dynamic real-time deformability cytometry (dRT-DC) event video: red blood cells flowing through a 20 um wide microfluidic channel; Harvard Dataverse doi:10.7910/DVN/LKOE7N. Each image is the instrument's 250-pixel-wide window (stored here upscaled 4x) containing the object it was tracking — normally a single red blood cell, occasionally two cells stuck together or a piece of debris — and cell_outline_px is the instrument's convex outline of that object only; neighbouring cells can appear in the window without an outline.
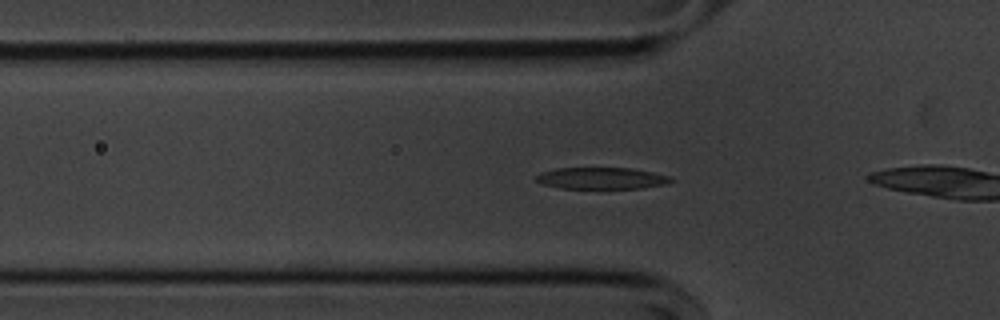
{"species": "common noctule bat (a hibernating species)", "species_latin": "Nyctalus noctula", "temperature_condition": "cold", "stored_images_in_passage": 56, "camera_frame_rate_fps": 3000, "um_per_image_px": 0.085, "animal": {"sex": "male", "body_mass_g": 20.1, "forearm_length_mm": 53.5}, "frame": {"image": 1, "passage_image": 18, "time_ms": 5.667, "image_size_px": [1000, 320], "cell_outline_px": [[676, 180], [668, 184], [640, 188], [560, 188], [540, 184], [536, 180], [536, 176], [540, 172], [556, 168], [632, 168], [672, 176]], "centroid_in_image_um": [51.16, 15.15], "position_along_channel_um": 74.6, "area_um2": 17.17}}
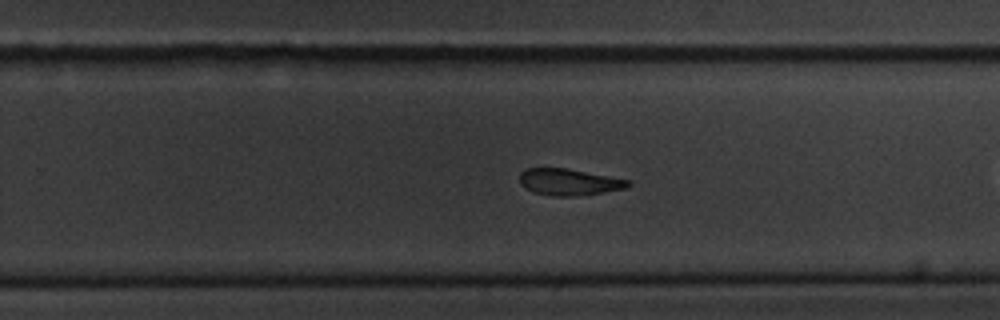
{"frame": {"image": 2, "passage_image": 35, "time_ms": 11.333, "image_size_px": [1000, 320], "cell_outline_px": [[632, 184], [628, 188], [604, 192], [576, 196], [552, 196], [532, 192], [524, 188], [520, 184], [520, 172], [528, 168], [564, 168], [632, 180]], "centroid_in_image_um": [48.38, 15.48], "position_along_channel_um": 281.4, "area_um2": 16.94}}
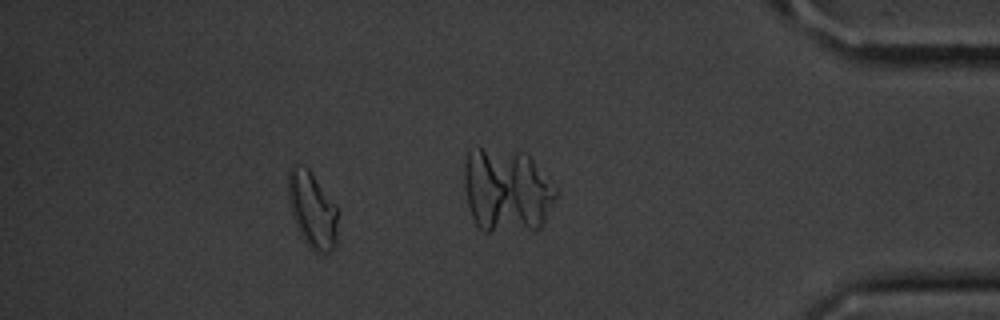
{"frame": {"image": 3, "passage_image": 50, "time_ms": 16.333, "image_size_px": [1000, 320], "cell_outline_px": [[336, 248], [332, 252], [316, 252], [300, 236], [292, 216], [288, 196], [288, 172], [292, 164], [296, 164], [308, 168], [336, 204]], "centroid_in_image_um": [26.53, 17.82], "position_along_channel_um": 408.7, "area_um2": 21.96}, "authors_computed_cell_mechanics": {"area_um2": 18.1781, "velocity_mm_per_s": 3.638, "shape_relaxation_time_tau1_ms": 2.4878, "shape_relaxation_time_tau2_ms": 3.0712, "deformation_change_tau1": 0.1472, "deformation_change_tau2": 0.1063}}